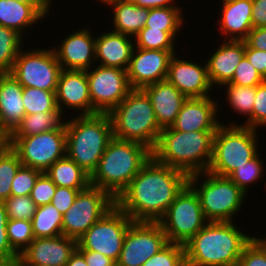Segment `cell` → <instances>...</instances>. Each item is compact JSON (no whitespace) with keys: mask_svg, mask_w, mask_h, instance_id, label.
I'll list each match as a JSON object with an SVG mask.
<instances>
[{"mask_svg":"<svg viewBox=\"0 0 266 266\" xmlns=\"http://www.w3.org/2000/svg\"><path fill=\"white\" fill-rule=\"evenodd\" d=\"M109 115L114 138L137 142L154 150L162 128L150 98L142 89H132Z\"/></svg>","mask_w":266,"mask_h":266,"instance_id":"cell-6","label":"cell"},{"mask_svg":"<svg viewBox=\"0 0 266 266\" xmlns=\"http://www.w3.org/2000/svg\"><path fill=\"white\" fill-rule=\"evenodd\" d=\"M74 116L65 120L66 155L91 176L114 138L112 121L108 113Z\"/></svg>","mask_w":266,"mask_h":266,"instance_id":"cell-5","label":"cell"},{"mask_svg":"<svg viewBox=\"0 0 266 266\" xmlns=\"http://www.w3.org/2000/svg\"><path fill=\"white\" fill-rule=\"evenodd\" d=\"M114 205L115 200L106 191L89 185L79 191L63 215L62 234L78 241Z\"/></svg>","mask_w":266,"mask_h":266,"instance_id":"cell-13","label":"cell"},{"mask_svg":"<svg viewBox=\"0 0 266 266\" xmlns=\"http://www.w3.org/2000/svg\"><path fill=\"white\" fill-rule=\"evenodd\" d=\"M253 28L266 27V0H252Z\"/></svg>","mask_w":266,"mask_h":266,"instance_id":"cell-51","label":"cell"},{"mask_svg":"<svg viewBox=\"0 0 266 266\" xmlns=\"http://www.w3.org/2000/svg\"><path fill=\"white\" fill-rule=\"evenodd\" d=\"M63 215L50 203L39 206L31 219L35 238L57 237L62 235Z\"/></svg>","mask_w":266,"mask_h":266,"instance_id":"cell-31","label":"cell"},{"mask_svg":"<svg viewBox=\"0 0 266 266\" xmlns=\"http://www.w3.org/2000/svg\"><path fill=\"white\" fill-rule=\"evenodd\" d=\"M85 258L87 266H115L116 263L100 252L91 250H78Z\"/></svg>","mask_w":266,"mask_h":266,"instance_id":"cell-52","label":"cell"},{"mask_svg":"<svg viewBox=\"0 0 266 266\" xmlns=\"http://www.w3.org/2000/svg\"><path fill=\"white\" fill-rule=\"evenodd\" d=\"M21 165L17 153L7 144L0 151V201L11 197L12 181Z\"/></svg>","mask_w":266,"mask_h":266,"instance_id":"cell-36","label":"cell"},{"mask_svg":"<svg viewBox=\"0 0 266 266\" xmlns=\"http://www.w3.org/2000/svg\"><path fill=\"white\" fill-rule=\"evenodd\" d=\"M219 29L228 40L244 41L252 26V0H222Z\"/></svg>","mask_w":266,"mask_h":266,"instance_id":"cell-26","label":"cell"},{"mask_svg":"<svg viewBox=\"0 0 266 266\" xmlns=\"http://www.w3.org/2000/svg\"><path fill=\"white\" fill-rule=\"evenodd\" d=\"M16 1V0H14ZM21 3L33 5L45 18L50 10L52 0H17Z\"/></svg>","mask_w":266,"mask_h":266,"instance_id":"cell-54","label":"cell"},{"mask_svg":"<svg viewBox=\"0 0 266 266\" xmlns=\"http://www.w3.org/2000/svg\"><path fill=\"white\" fill-rule=\"evenodd\" d=\"M22 101L26 114L60 112L56 103V91L23 87Z\"/></svg>","mask_w":266,"mask_h":266,"instance_id":"cell-35","label":"cell"},{"mask_svg":"<svg viewBox=\"0 0 266 266\" xmlns=\"http://www.w3.org/2000/svg\"><path fill=\"white\" fill-rule=\"evenodd\" d=\"M256 131L234 122L220 124L214 133L212 158L207 171L228 177L237 167L254 158L258 154Z\"/></svg>","mask_w":266,"mask_h":266,"instance_id":"cell-7","label":"cell"},{"mask_svg":"<svg viewBox=\"0 0 266 266\" xmlns=\"http://www.w3.org/2000/svg\"><path fill=\"white\" fill-rule=\"evenodd\" d=\"M77 249V240L64 236L35 238L20 257L29 265L65 266Z\"/></svg>","mask_w":266,"mask_h":266,"instance_id":"cell-19","label":"cell"},{"mask_svg":"<svg viewBox=\"0 0 266 266\" xmlns=\"http://www.w3.org/2000/svg\"><path fill=\"white\" fill-rule=\"evenodd\" d=\"M9 266H35V265H29L20 256H18L15 259V261L12 264H10Z\"/></svg>","mask_w":266,"mask_h":266,"instance_id":"cell-57","label":"cell"},{"mask_svg":"<svg viewBox=\"0 0 266 266\" xmlns=\"http://www.w3.org/2000/svg\"><path fill=\"white\" fill-rule=\"evenodd\" d=\"M56 103L62 115L64 107L81 111V116L93 115L86 71L62 69L57 84Z\"/></svg>","mask_w":266,"mask_h":266,"instance_id":"cell-18","label":"cell"},{"mask_svg":"<svg viewBox=\"0 0 266 266\" xmlns=\"http://www.w3.org/2000/svg\"><path fill=\"white\" fill-rule=\"evenodd\" d=\"M56 188L57 186L52 182L48 175L43 172L38 177L35 186L31 190L30 197L37 207L50 204Z\"/></svg>","mask_w":266,"mask_h":266,"instance_id":"cell-46","label":"cell"},{"mask_svg":"<svg viewBox=\"0 0 266 266\" xmlns=\"http://www.w3.org/2000/svg\"><path fill=\"white\" fill-rule=\"evenodd\" d=\"M178 32H166L160 29L144 27L134 39L135 47L141 49L175 50L174 44Z\"/></svg>","mask_w":266,"mask_h":266,"instance_id":"cell-37","label":"cell"},{"mask_svg":"<svg viewBox=\"0 0 266 266\" xmlns=\"http://www.w3.org/2000/svg\"><path fill=\"white\" fill-rule=\"evenodd\" d=\"M88 29L82 28L67 35L59 48H53L62 69L86 71L94 66L95 38Z\"/></svg>","mask_w":266,"mask_h":266,"instance_id":"cell-20","label":"cell"},{"mask_svg":"<svg viewBox=\"0 0 266 266\" xmlns=\"http://www.w3.org/2000/svg\"><path fill=\"white\" fill-rule=\"evenodd\" d=\"M6 230L10 246L19 256L35 239L29 220H8Z\"/></svg>","mask_w":266,"mask_h":266,"instance_id":"cell-38","label":"cell"},{"mask_svg":"<svg viewBox=\"0 0 266 266\" xmlns=\"http://www.w3.org/2000/svg\"><path fill=\"white\" fill-rule=\"evenodd\" d=\"M266 126V80L256 86V96L252 110V128Z\"/></svg>","mask_w":266,"mask_h":266,"instance_id":"cell-47","label":"cell"},{"mask_svg":"<svg viewBox=\"0 0 266 266\" xmlns=\"http://www.w3.org/2000/svg\"><path fill=\"white\" fill-rule=\"evenodd\" d=\"M227 90V99L230 107L240 115H246L243 126L252 128V110L256 96V86H237L226 83L222 87Z\"/></svg>","mask_w":266,"mask_h":266,"instance_id":"cell-32","label":"cell"},{"mask_svg":"<svg viewBox=\"0 0 266 266\" xmlns=\"http://www.w3.org/2000/svg\"><path fill=\"white\" fill-rule=\"evenodd\" d=\"M245 56V41H223L206 61L211 85L222 86L229 83L236 67Z\"/></svg>","mask_w":266,"mask_h":266,"instance_id":"cell-23","label":"cell"},{"mask_svg":"<svg viewBox=\"0 0 266 266\" xmlns=\"http://www.w3.org/2000/svg\"><path fill=\"white\" fill-rule=\"evenodd\" d=\"M45 173L59 187L86 189L90 176L67 155L52 164Z\"/></svg>","mask_w":266,"mask_h":266,"instance_id":"cell-29","label":"cell"},{"mask_svg":"<svg viewBox=\"0 0 266 266\" xmlns=\"http://www.w3.org/2000/svg\"><path fill=\"white\" fill-rule=\"evenodd\" d=\"M8 220H29L33 218L37 205L28 196H11L4 201Z\"/></svg>","mask_w":266,"mask_h":266,"instance_id":"cell-41","label":"cell"},{"mask_svg":"<svg viewBox=\"0 0 266 266\" xmlns=\"http://www.w3.org/2000/svg\"><path fill=\"white\" fill-rule=\"evenodd\" d=\"M62 71L52 49H33L26 52L24 47L15 59L11 74L22 87L56 91Z\"/></svg>","mask_w":266,"mask_h":266,"instance_id":"cell-12","label":"cell"},{"mask_svg":"<svg viewBox=\"0 0 266 266\" xmlns=\"http://www.w3.org/2000/svg\"><path fill=\"white\" fill-rule=\"evenodd\" d=\"M175 50L141 49L134 47L126 70L132 89L166 80L169 62Z\"/></svg>","mask_w":266,"mask_h":266,"instance_id":"cell-16","label":"cell"},{"mask_svg":"<svg viewBox=\"0 0 266 266\" xmlns=\"http://www.w3.org/2000/svg\"><path fill=\"white\" fill-rule=\"evenodd\" d=\"M84 189H72L69 187L57 186L55 194L52 197L51 204L64 215L67 210L73 205L79 191Z\"/></svg>","mask_w":266,"mask_h":266,"instance_id":"cell-48","label":"cell"},{"mask_svg":"<svg viewBox=\"0 0 266 266\" xmlns=\"http://www.w3.org/2000/svg\"><path fill=\"white\" fill-rule=\"evenodd\" d=\"M237 266H266V238L253 236L243 248Z\"/></svg>","mask_w":266,"mask_h":266,"instance_id":"cell-42","label":"cell"},{"mask_svg":"<svg viewBox=\"0 0 266 266\" xmlns=\"http://www.w3.org/2000/svg\"><path fill=\"white\" fill-rule=\"evenodd\" d=\"M235 222H207L185 245L186 266H237L252 240Z\"/></svg>","mask_w":266,"mask_h":266,"instance_id":"cell-2","label":"cell"},{"mask_svg":"<svg viewBox=\"0 0 266 266\" xmlns=\"http://www.w3.org/2000/svg\"><path fill=\"white\" fill-rule=\"evenodd\" d=\"M65 266H87L84 256L76 249Z\"/></svg>","mask_w":266,"mask_h":266,"instance_id":"cell-55","label":"cell"},{"mask_svg":"<svg viewBox=\"0 0 266 266\" xmlns=\"http://www.w3.org/2000/svg\"><path fill=\"white\" fill-rule=\"evenodd\" d=\"M201 176L205 179L199 180ZM188 184L198 194L204 217L208 222H233L234 215L240 212L247 196L228 177L209 171L189 175Z\"/></svg>","mask_w":266,"mask_h":266,"instance_id":"cell-8","label":"cell"},{"mask_svg":"<svg viewBox=\"0 0 266 266\" xmlns=\"http://www.w3.org/2000/svg\"><path fill=\"white\" fill-rule=\"evenodd\" d=\"M158 222L133 221L124 237L117 266H142L168 244Z\"/></svg>","mask_w":266,"mask_h":266,"instance_id":"cell-15","label":"cell"},{"mask_svg":"<svg viewBox=\"0 0 266 266\" xmlns=\"http://www.w3.org/2000/svg\"><path fill=\"white\" fill-rule=\"evenodd\" d=\"M258 153L254 158L246 162L240 167H237L228 178L235 183L245 194L248 193L249 186L257 182L260 176L263 175L264 165L263 161L259 158Z\"/></svg>","mask_w":266,"mask_h":266,"instance_id":"cell-39","label":"cell"},{"mask_svg":"<svg viewBox=\"0 0 266 266\" xmlns=\"http://www.w3.org/2000/svg\"><path fill=\"white\" fill-rule=\"evenodd\" d=\"M142 266H186L184 245L169 242Z\"/></svg>","mask_w":266,"mask_h":266,"instance_id":"cell-40","label":"cell"},{"mask_svg":"<svg viewBox=\"0 0 266 266\" xmlns=\"http://www.w3.org/2000/svg\"><path fill=\"white\" fill-rule=\"evenodd\" d=\"M264 81L265 79L262 77V75L244 56L237 65L234 76L229 83L237 86H258Z\"/></svg>","mask_w":266,"mask_h":266,"instance_id":"cell-44","label":"cell"},{"mask_svg":"<svg viewBox=\"0 0 266 266\" xmlns=\"http://www.w3.org/2000/svg\"><path fill=\"white\" fill-rule=\"evenodd\" d=\"M22 85L11 73H0V129L9 136L26 114Z\"/></svg>","mask_w":266,"mask_h":266,"instance_id":"cell-25","label":"cell"},{"mask_svg":"<svg viewBox=\"0 0 266 266\" xmlns=\"http://www.w3.org/2000/svg\"><path fill=\"white\" fill-rule=\"evenodd\" d=\"M8 145L17 153L22 165L45 172L66 156L65 121L57 130L33 136L8 137Z\"/></svg>","mask_w":266,"mask_h":266,"instance_id":"cell-10","label":"cell"},{"mask_svg":"<svg viewBox=\"0 0 266 266\" xmlns=\"http://www.w3.org/2000/svg\"><path fill=\"white\" fill-rule=\"evenodd\" d=\"M133 220L116 204L77 241V250L100 252L117 262Z\"/></svg>","mask_w":266,"mask_h":266,"instance_id":"cell-11","label":"cell"},{"mask_svg":"<svg viewBox=\"0 0 266 266\" xmlns=\"http://www.w3.org/2000/svg\"><path fill=\"white\" fill-rule=\"evenodd\" d=\"M198 194L187 184L158 221L168 242L185 245L207 223Z\"/></svg>","mask_w":266,"mask_h":266,"instance_id":"cell-9","label":"cell"},{"mask_svg":"<svg viewBox=\"0 0 266 266\" xmlns=\"http://www.w3.org/2000/svg\"><path fill=\"white\" fill-rule=\"evenodd\" d=\"M109 4V5H108ZM113 9L112 29L115 32L122 33L132 38L145 27L149 15V9L139 7L129 0H113L106 4Z\"/></svg>","mask_w":266,"mask_h":266,"instance_id":"cell-27","label":"cell"},{"mask_svg":"<svg viewBox=\"0 0 266 266\" xmlns=\"http://www.w3.org/2000/svg\"><path fill=\"white\" fill-rule=\"evenodd\" d=\"M129 1L133 2L139 7H145L147 9L175 6L173 5L174 3H172L175 0H129Z\"/></svg>","mask_w":266,"mask_h":266,"instance_id":"cell-53","label":"cell"},{"mask_svg":"<svg viewBox=\"0 0 266 266\" xmlns=\"http://www.w3.org/2000/svg\"><path fill=\"white\" fill-rule=\"evenodd\" d=\"M97 1H98V0H97ZM99 1L102 2V4H103V3L107 4L108 2L113 1V0H99Z\"/></svg>","mask_w":266,"mask_h":266,"instance_id":"cell-58","label":"cell"},{"mask_svg":"<svg viewBox=\"0 0 266 266\" xmlns=\"http://www.w3.org/2000/svg\"><path fill=\"white\" fill-rule=\"evenodd\" d=\"M23 37L15 30L0 25V73H10L24 46Z\"/></svg>","mask_w":266,"mask_h":266,"instance_id":"cell-34","label":"cell"},{"mask_svg":"<svg viewBox=\"0 0 266 266\" xmlns=\"http://www.w3.org/2000/svg\"><path fill=\"white\" fill-rule=\"evenodd\" d=\"M245 57L266 80V51L249 48L245 44Z\"/></svg>","mask_w":266,"mask_h":266,"instance_id":"cell-49","label":"cell"},{"mask_svg":"<svg viewBox=\"0 0 266 266\" xmlns=\"http://www.w3.org/2000/svg\"><path fill=\"white\" fill-rule=\"evenodd\" d=\"M61 112L25 114L20 124L8 137H26L57 130L64 122Z\"/></svg>","mask_w":266,"mask_h":266,"instance_id":"cell-30","label":"cell"},{"mask_svg":"<svg viewBox=\"0 0 266 266\" xmlns=\"http://www.w3.org/2000/svg\"><path fill=\"white\" fill-rule=\"evenodd\" d=\"M45 17L31 4L14 0H0V25L15 30L23 37V30Z\"/></svg>","mask_w":266,"mask_h":266,"instance_id":"cell-28","label":"cell"},{"mask_svg":"<svg viewBox=\"0 0 266 266\" xmlns=\"http://www.w3.org/2000/svg\"><path fill=\"white\" fill-rule=\"evenodd\" d=\"M244 41L249 48L266 51V27L252 28Z\"/></svg>","mask_w":266,"mask_h":266,"instance_id":"cell-50","label":"cell"},{"mask_svg":"<svg viewBox=\"0 0 266 266\" xmlns=\"http://www.w3.org/2000/svg\"><path fill=\"white\" fill-rule=\"evenodd\" d=\"M142 90L150 98L159 126L171 127L187 97L167 79L144 86Z\"/></svg>","mask_w":266,"mask_h":266,"instance_id":"cell-22","label":"cell"},{"mask_svg":"<svg viewBox=\"0 0 266 266\" xmlns=\"http://www.w3.org/2000/svg\"><path fill=\"white\" fill-rule=\"evenodd\" d=\"M187 184L185 172L151 156L115 204L133 221L158 222Z\"/></svg>","mask_w":266,"mask_h":266,"instance_id":"cell-1","label":"cell"},{"mask_svg":"<svg viewBox=\"0 0 266 266\" xmlns=\"http://www.w3.org/2000/svg\"><path fill=\"white\" fill-rule=\"evenodd\" d=\"M8 144V136L0 129V151Z\"/></svg>","mask_w":266,"mask_h":266,"instance_id":"cell-56","label":"cell"},{"mask_svg":"<svg viewBox=\"0 0 266 266\" xmlns=\"http://www.w3.org/2000/svg\"><path fill=\"white\" fill-rule=\"evenodd\" d=\"M217 105L211 96L187 98L171 128L182 132L216 131L221 124L216 115Z\"/></svg>","mask_w":266,"mask_h":266,"instance_id":"cell-21","label":"cell"},{"mask_svg":"<svg viewBox=\"0 0 266 266\" xmlns=\"http://www.w3.org/2000/svg\"><path fill=\"white\" fill-rule=\"evenodd\" d=\"M174 54L169 62L167 80L187 98H204L212 92L207 66L180 59Z\"/></svg>","mask_w":266,"mask_h":266,"instance_id":"cell-17","label":"cell"},{"mask_svg":"<svg viewBox=\"0 0 266 266\" xmlns=\"http://www.w3.org/2000/svg\"><path fill=\"white\" fill-rule=\"evenodd\" d=\"M151 156L152 151L143 144L113 138L90 176V185L116 200Z\"/></svg>","mask_w":266,"mask_h":266,"instance_id":"cell-3","label":"cell"},{"mask_svg":"<svg viewBox=\"0 0 266 266\" xmlns=\"http://www.w3.org/2000/svg\"><path fill=\"white\" fill-rule=\"evenodd\" d=\"M86 70L93 114L110 113L132 90L124 69L96 65Z\"/></svg>","mask_w":266,"mask_h":266,"instance_id":"cell-14","label":"cell"},{"mask_svg":"<svg viewBox=\"0 0 266 266\" xmlns=\"http://www.w3.org/2000/svg\"><path fill=\"white\" fill-rule=\"evenodd\" d=\"M182 8L169 6L149 9L145 27L160 29L166 32H179L184 23Z\"/></svg>","mask_w":266,"mask_h":266,"instance_id":"cell-33","label":"cell"},{"mask_svg":"<svg viewBox=\"0 0 266 266\" xmlns=\"http://www.w3.org/2000/svg\"><path fill=\"white\" fill-rule=\"evenodd\" d=\"M102 33L95 38V60L102 66L127 70L135 47L134 40L113 30Z\"/></svg>","mask_w":266,"mask_h":266,"instance_id":"cell-24","label":"cell"},{"mask_svg":"<svg viewBox=\"0 0 266 266\" xmlns=\"http://www.w3.org/2000/svg\"><path fill=\"white\" fill-rule=\"evenodd\" d=\"M43 172L21 165L12 181L11 196H28Z\"/></svg>","mask_w":266,"mask_h":266,"instance_id":"cell-43","label":"cell"},{"mask_svg":"<svg viewBox=\"0 0 266 266\" xmlns=\"http://www.w3.org/2000/svg\"><path fill=\"white\" fill-rule=\"evenodd\" d=\"M216 131L182 132L163 128L152 156L160 163L185 172L188 176L205 172L212 158Z\"/></svg>","mask_w":266,"mask_h":266,"instance_id":"cell-4","label":"cell"},{"mask_svg":"<svg viewBox=\"0 0 266 266\" xmlns=\"http://www.w3.org/2000/svg\"><path fill=\"white\" fill-rule=\"evenodd\" d=\"M7 221L5 204L0 201V263L9 266L19 255L10 246L6 230Z\"/></svg>","mask_w":266,"mask_h":266,"instance_id":"cell-45","label":"cell"}]
</instances>
